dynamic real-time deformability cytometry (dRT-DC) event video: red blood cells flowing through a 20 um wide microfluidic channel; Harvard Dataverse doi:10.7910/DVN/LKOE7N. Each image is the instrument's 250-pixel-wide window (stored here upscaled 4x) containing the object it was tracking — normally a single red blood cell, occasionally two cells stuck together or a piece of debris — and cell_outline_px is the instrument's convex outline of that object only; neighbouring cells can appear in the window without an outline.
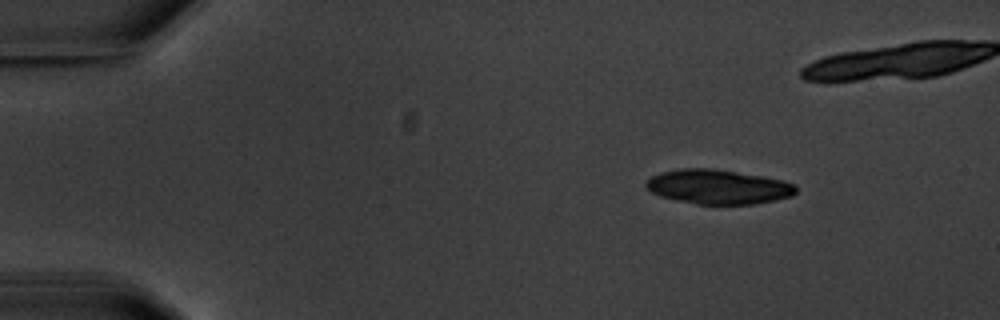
{"species": "common noctule bat (a hibernating species)", "species_latin": "Nyctalus noctula", "temperature_condition": "warm", "stored_images_in_passage": 7, "camera_frame_rate_fps": 3000, "um_per_image_px": 0.085, "animal": {"sex": "male", "body_mass_g": 20.1, "forearm_length_mm": 53.5}, "frame": {"image": 1, "passage_image": 2, "time_ms": 1.333, "image_size_px": [1000, 320], "cell_outline_px": [[796, 192], [792, 196], [776, 200], [756, 204], [696, 204], [676, 200], [660, 196], [652, 192], [644, 184], [644, 180], [660, 172], [680, 168], [716, 168], [764, 176], [784, 180], [796, 184]], "centroid_in_image_um": [61.05, 15.87], "position_along_channel_um": 23.9, "area_um2": 30.52}}